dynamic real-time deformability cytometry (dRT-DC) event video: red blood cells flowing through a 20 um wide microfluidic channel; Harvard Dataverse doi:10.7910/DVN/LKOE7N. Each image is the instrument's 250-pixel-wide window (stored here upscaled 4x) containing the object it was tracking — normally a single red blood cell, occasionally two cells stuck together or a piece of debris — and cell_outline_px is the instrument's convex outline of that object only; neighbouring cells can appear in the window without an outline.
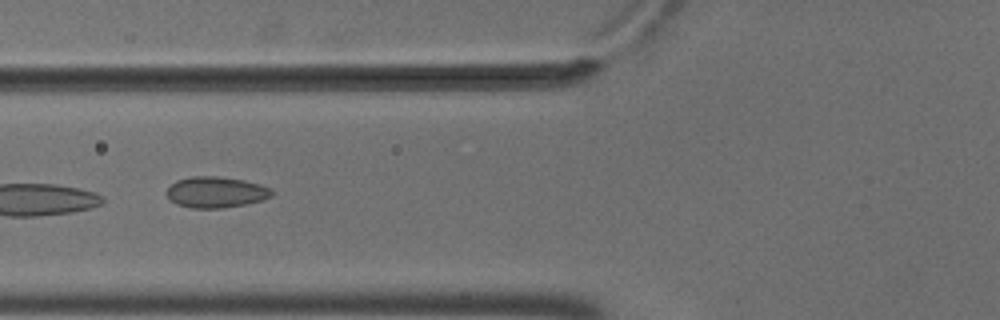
{"species": "common noctule bat (a hibernating species)", "species_latin": "Nyctalus noctula", "temperature_condition": "cold", "stored_images_in_passage": 3, "camera_frame_rate_fps": 3000, "um_per_image_px": 0.085, "animal": {"sex": "male", "body_mass_g": 18.8}, "frame": {"image": 1, "passage_image": 3, "time_ms": 0.667, "image_size_px": [1000, 320], "cell_outline_px": [[272, 196], [264, 200], [224, 208], [192, 208], [176, 204], [168, 200], [164, 192], [176, 180], [192, 176], [216, 176], [244, 180], [260, 184], [272, 188]], "centroid_in_image_um": [18.33, 16.34], "position_along_channel_um": 107.5, "area_um2": 19.25}}